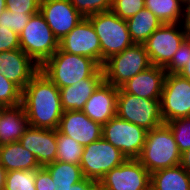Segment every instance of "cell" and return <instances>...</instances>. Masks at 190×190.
I'll list each match as a JSON object with an SVG mask.
<instances>
[{"label":"cell","instance_id":"1","mask_svg":"<svg viewBox=\"0 0 190 190\" xmlns=\"http://www.w3.org/2000/svg\"><path fill=\"white\" fill-rule=\"evenodd\" d=\"M22 104L29 126L57 130L63 114L59 88L41 71L22 90Z\"/></svg>","mask_w":190,"mask_h":190},{"label":"cell","instance_id":"2","mask_svg":"<svg viewBox=\"0 0 190 190\" xmlns=\"http://www.w3.org/2000/svg\"><path fill=\"white\" fill-rule=\"evenodd\" d=\"M100 67L90 57L74 55L58 49L40 67V71L60 89L91 77Z\"/></svg>","mask_w":190,"mask_h":190},{"label":"cell","instance_id":"3","mask_svg":"<svg viewBox=\"0 0 190 190\" xmlns=\"http://www.w3.org/2000/svg\"><path fill=\"white\" fill-rule=\"evenodd\" d=\"M137 159L150 174L180 165L181 153L166 123L147 131L144 147Z\"/></svg>","mask_w":190,"mask_h":190},{"label":"cell","instance_id":"4","mask_svg":"<svg viewBox=\"0 0 190 190\" xmlns=\"http://www.w3.org/2000/svg\"><path fill=\"white\" fill-rule=\"evenodd\" d=\"M101 44V67L110 57L123 52L134 44L126 20L112 10L87 16Z\"/></svg>","mask_w":190,"mask_h":190},{"label":"cell","instance_id":"5","mask_svg":"<svg viewBox=\"0 0 190 190\" xmlns=\"http://www.w3.org/2000/svg\"><path fill=\"white\" fill-rule=\"evenodd\" d=\"M19 43L20 49L40 67L59 49L58 39L40 12L30 17Z\"/></svg>","mask_w":190,"mask_h":190},{"label":"cell","instance_id":"6","mask_svg":"<svg viewBox=\"0 0 190 190\" xmlns=\"http://www.w3.org/2000/svg\"><path fill=\"white\" fill-rule=\"evenodd\" d=\"M150 66L152 63L144 45L134 43L104 62L102 66L104 81L119 88Z\"/></svg>","mask_w":190,"mask_h":190},{"label":"cell","instance_id":"7","mask_svg":"<svg viewBox=\"0 0 190 190\" xmlns=\"http://www.w3.org/2000/svg\"><path fill=\"white\" fill-rule=\"evenodd\" d=\"M116 116L147 131L164 124L160 100L142 98L120 90L117 96Z\"/></svg>","mask_w":190,"mask_h":190},{"label":"cell","instance_id":"8","mask_svg":"<svg viewBox=\"0 0 190 190\" xmlns=\"http://www.w3.org/2000/svg\"><path fill=\"white\" fill-rule=\"evenodd\" d=\"M126 159L118 148L101 137L98 141L84 146L80 167L84 177L98 184L106 173L121 165Z\"/></svg>","mask_w":190,"mask_h":190},{"label":"cell","instance_id":"9","mask_svg":"<svg viewBox=\"0 0 190 190\" xmlns=\"http://www.w3.org/2000/svg\"><path fill=\"white\" fill-rule=\"evenodd\" d=\"M147 130L117 116L102 125V137L127 159H137L145 144Z\"/></svg>","mask_w":190,"mask_h":190},{"label":"cell","instance_id":"10","mask_svg":"<svg viewBox=\"0 0 190 190\" xmlns=\"http://www.w3.org/2000/svg\"><path fill=\"white\" fill-rule=\"evenodd\" d=\"M164 123L190 116V80L167 73L160 98Z\"/></svg>","mask_w":190,"mask_h":190},{"label":"cell","instance_id":"11","mask_svg":"<svg viewBox=\"0 0 190 190\" xmlns=\"http://www.w3.org/2000/svg\"><path fill=\"white\" fill-rule=\"evenodd\" d=\"M150 185L151 174L138 159H126L97 184L101 190H150Z\"/></svg>","mask_w":190,"mask_h":190},{"label":"cell","instance_id":"12","mask_svg":"<svg viewBox=\"0 0 190 190\" xmlns=\"http://www.w3.org/2000/svg\"><path fill=\"white\" fill-rule=\"evenodd\" d=\"M186 39V31L177 23L162 24L143 43L152 65L165 67Z\"/></svg>","mask_w":190,"mask_h":190},{"label":"cell","instance_id":"13","mask_svg":"<svg viewBox=\"0 0 190 190\" xmlns=\"http://www.w3.org/2000/svg\"><path fill=\"white\" fill-rule=\"evenodd\" d=\"M59 49L70 54L90 57L101 66L100 40L87 17L59 41Z\"/></svg>","mask_w":190,"mask_h":190},{"label":"cell","instance_id":"14","mask_svg":"<svg viewBox=\"0 0 190 190\" xmlns=\"http://www.w3.org/2000/svg\"><path fill=\"white\" fill-rule=\"evenodd\" d=\"M40 13L58 41L84 18L69 0H41Z\"/></svg>","mask_w":190,"mask_h":190},{"label":"cell","instance_id":"15","mask_svg":"<svg viewBox=\"0 0 190 190\" xmlns=\"http://www.w3.org/2000/svg\"><path fill=\"white\" fill-rule=\"evenodd\" d=\"M57 131L83 147L102 137V125L88 118L82 110L63 111Z\"/></svg>","mask_w":190,"mask_h":190},{"label":"cell","instance_id":"16","mask_svg":"<svg viewBox=\"0 0 190 190\" xmlns=\"http://www.w3.org/2000/svg\"><path fill=\"white\" fill-rule=\"evenodd\" d=\"M39 71L40 66L21 49L0 52V73L21 90Z\"/></svg>","mask_w":190,"mask_h":190},{"label":"cell","instance_id":"17","mask_svg":"<svg viewBox=\"0 0 190 190\" xmlns=\"http://www.w3.org/2000/svg\"><path fill=\"white\" fill-rule=\"evenodd\" d=\"M19 142L35 156L41 167L56 161L57 130L29 126Z\"/></svg>","mask_w":190,"mask_h":190},{"label":"cell","instance_id":"18","mask_svg":"<svg viewBox=\"0 0 190 190\" xmlns=\"http://www.w3.org/2000/svg\"><path fill=\"white\" fill-rule=\"evenodd\" d=\"M166 74L164 67L152 65L126 81L119 90L142 98L160 100Z\"/></svg>","mask_w":190,"mask_h":190},{"label":"cell","instance_id":"19","mask_svg":"<svg viewBox=\"0 0 190 190\" xmlns=\"http://www.w3.org/2000/svg\"><path fill=\"white\" fill-rule=\"evenodd\" d=\"M118 87L103 81L86 101L82 111L101 125L116 116Z\"/></svg>","mask_w":190,"mask_h":190},{"label":"cell","instance_id":"20","mask_svg":"<svg viewBox=\"0 0 190 190\" xmlns=\"http://www.w3.org/2000/svg\"><path fill=\"white\" fill-rule=\"evenodd\" d=\"M103 81V69L100 67L91 77L82 79L72 86L60 88V100L63 111L82 110L86 101Z\"/></svg>","mask_w":190,"mask_h":190},{"label":"cell","instance_id":"21","mask_svg":"<svg viewBox=\"0 0 190 190\" xmlns=\"http://www.w3.org/2000/svg\"><path fill=\"white\" fill-rule=\"evenodd\" d=\"M28 127L22 103L0 107V145L19 141Z\"/></svg>","mask_w":190,"mask_h":190},{"label":"cell","instance_id":"22","mask_svg":"<svg viewBox=\"0 0 190 190\" xmlns=\"http://www.w3.org/2000/svg\"><path fill=\"white\" fill-rule=\"evenodd\" d=\"M0 164L8 171L34 170L41 166L19 141L0 145Z\"/></svg>","mask_w":190,"mask_h":190},{"label":"cell","instance_id":"23","mask_svg":"<svg viewBox=\"0 0 190 190\" xmlns=\"http://www.w3.org/2000/svg\"><path fill=\"white\" fill-rule=\"evenodd\" d=\"M150 190H190V173L181 165L155 171Z\"/></svg>","mask_w":190,"mask_h":190},{"label":"cell","instance_id":"24","mask_svg":"<svg viewBox=\"0 0 190 190\" xmlns=\"http://www.w3.org/2000/svg\"><path fill=\"white\" fill-rule=\"evenodd\" d=\"M131 39L136 44H143L163 23L148 9H141L136 15L126 20Z\"/></svg>","mask_w":190,"mask_h":190},{"label":"cell","instance_id":"25","mask_svg":"<svg viewBox=\"0 0 190 190\" xmlns=\"http://www.w3.org/2000/svg\"><path fill=\"white\" fill-rule=\"evenodd\" d=\"M51 174L55 190L71 188L75 183L81 181L84 176L80 165L55 161L44 166Z\"/></svg>","mask_w":190,"mask_h":190},{"label":"cell","instance_id":"26","mask_svg":"<svg viewBox=\"0 0 190 190\" xmlns=\"http://www.w3.org/2000/svg\"><path fill=\"white\" fill-rule=\"evenodd\" d=\"M182 5H184V0H145V8L163 24H178L180 17H184Z\"/></svg>","mask_w":190,"mask_h":190},{"label":"cell","instance_id":"27","mask_svg":"<svg viewBox=\"0 0 190 190\" xmlns=\"http://www.w3.org/2000/svg\"><path fill=\"white\" fill-rule=\"evenodd\" d=\"M57 161L80 165L84 147L57 131Z\"/></svg>","mask_w":190,"mask_h":190},{"label":"cell","instance_id":"28","mask_svg":"<svg viewBox=\"0 0 190 190\" xmlns=\"http://www.w3.org/2000/svg\"><path fill=\"white\" fill-rule=\"evenodd\" d=\"M36 173L37 169L8 171L4 190H36Z\"/></svg>","mask_w":190,"mask_h":190},{"label":"cell","instance_id":"29","mask_svg":"<svg viewBox=\"0 0 190 190\" xmlns=\"http://www.w3.org/2000/svg\"><path fill=\"white\" fill-rule=\"evenodd\" d=\"M166 124L174 135L179 152L183 153L190 149V116L171 120Z\"/></svg>","mask_w":190,"mask_h":190},{"label":"cell","instance_id":"30","mask_svg":"<svg viewBox=\"0 0 190 190\" xmlns=\"http://www.w3.org/2000/svg\"><path fill=\"white\" fill-rule=\"evenodd\" d=\"M22 103V90L0 73V107Z\"/></svg>","mask_w":190,"mask_h":190},{"label":"cell","instance_id":"31","mask_svg":"<svg viewBox=\"0 0 190 190\" xmlns=\"http://www.w3.org/2000/svg\"><path fill=\"white\" fill-rule=\"evenodd\" d=\"M70 3L84 17L92 14L110 11L112 8V0H69Z\"/></svg>","mask_w":190,"mask_h":190},{"label":"cell","instance_id":"32","mask_svg":"<svg viewBox=\"0 0 190 190\" xmlns=\"http://www.w3.org/2000/svg\"><path fill=\"white\" fill-rule=\"evenodd\" d=\"M145 8V0H112L111 10L123 20L136 15Z\"/></svg>","mask_w":190,"mask_h":190},{"label":"cell","instance_id":"33","mask_svg":"<svg viewBox=\"0 0 190 190\" xmlns=\"http://www.w3.org/2000/svg\"><path fill=\"white\" fill-rule=\"evenodd\" d=\"M30 17V14L15 13L6 9L0 15V26L7 27L19 36L26 27Z\"/></svg>","mask_w":190,"mask_h":190},{"label":"cell","instance_id":"34","mask_svg":"<svg viewBox=\"0 0 190 190\" xmlns=\"http://www.w3.org/2000/svg\"><path fill=\"white\" fill-rule=\"evenodd\" d=\"M190 43L185 41L179 46L171 61L164 67L166 73L178 74L188 63Z\"/></svg>","mask_w":190,"mask_h":190},{"label":"cell","instance_id":"35","mask_svg":"<svg viewBox=\"0 0 190 190\" xmlns=\"http://www.w3.org/2000/svg\"><path fill=\"white\" fill-rule=\"evenodd\" d=\"M40 3L41 0H6V9L32 16L40 12Z\"/></svg>","mask_w":190,"mask_h":190},{"label":"cell","instance_id":"36","mask_svg":"<svg viewBox=\"0 0 190 190\" xmlns=\"http://www.w3.org/2000/svg\"><path fill=\"white\" fill-rule=\"evenodd\" d=\"M20 49L19 36L5 26H0V52Z\"/></svg>","mask_w":190,"mask_h":190},{"label":"cell","instance_id":"37","mask_svg":"<svg viewBox=\"0 0 190 190\" xmlns=\"http://www.w3.org/2000/svg\"><path fill=\"white\" fill-rule=\"evenodd\" d=\"M53 184L49 171L45 167L38 168L35 178L36 190H55Z\"/></svg>","mask_w":190,"mask_h":190},{"label":"cell","instance_id":"38","mask_svg":"<svg viewBox=\"0 0 190 190\" xmlns=\"http://www.w3.org/2000/svg\"><path fill=\"white\" fill-rule=\"evenodd\" d=\"M97 183L94 180L84 177L81 181L75 183L71 188L65 190H95Z\"/></svg>","mask_w":190,"mask_h":190},{"label":"cell","instance_id":"39","mask_svg":"<svg viewBox=\"0 0 190 190\" xmlns=\"http://www.w3.org/2000/svg\"><path fill=\"white\" fill-rule=\"evenodd\" d=\"M184 6L186 10H184V30L190 31V0H184Z\"/></svg>","mask_w":190,"mask_h":190},{"label":"cell","instance_id":"40","mask_svg":"<svg viewBox=\"0 0 190 190\" xmlns=\"http://www.w3.org/2000/svg\"><path fill=\"white\" fill-rule=\"evenodd\" d=\"M180 165L190 173V149L181 153Z\"/></svg>","mask_w":190,"mask_h":190},{"label":"cell","instance_id":"41","mask_svg":"<svg viewBox=\"0 0 190 190\" xmlns=\"http://www.w3.org/2000/svg\"><path fill=\"white\" fill-rule=\"evenodd\" d=\"M6 173L5 168L0 164V190H4L6 182Z\"/></svg>","mask_w":190,"mask_h":190},{"label":"cell","instance_id":"42","mask_svg":"<svg viewBox=\"0 0 190 190\" xmlns=\"http://www.w3.org/2000/svg\"><path fill=\"white\" fill-rule=\"evenodd\" d=\"M178 74L190 80V57L188 59V63L186 64V66Z\"/></svg>","mask_w":190,"mask_h":190},{"label":"cell","instance_id":"43","mask_svg":"<svg viewBox=\"0 0 190 190\" xmlns=\"http://www.w3.org/2000/svg\"><path fill=\"white\" fill-rule=\"evenodd\" d=\"M6 10V0H0V15Z\"/></svg>","mask_w":190,"mask_h":190},{"label":"cell","instance_id":"44","mask_svg":"<svg viewBox=\"0 0 190 190\" xmlns=\"http://www.w3.org/2000/svg\"><path fill=\"white\" fill-rule=\"evenodd\" d=\"M186 39L190 43V31H186Z\"/></svg>","mask_w":190,"mask_h":190}]
</instances>
